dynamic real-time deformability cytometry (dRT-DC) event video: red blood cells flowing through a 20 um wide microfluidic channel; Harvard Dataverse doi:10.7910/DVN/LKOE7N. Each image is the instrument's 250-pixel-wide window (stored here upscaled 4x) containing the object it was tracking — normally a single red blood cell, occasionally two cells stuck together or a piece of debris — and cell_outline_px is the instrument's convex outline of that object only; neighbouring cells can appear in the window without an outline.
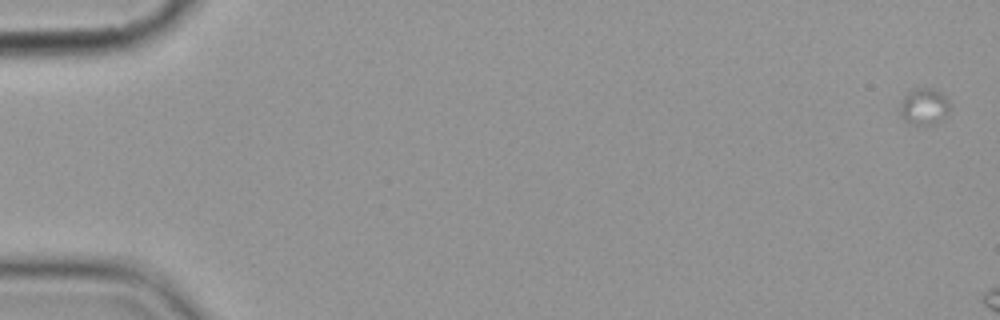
{"species": "common noctule bat (a hibernating species)", "species_latin": "Nyctalus noctula", "temperature_condition": "cold", "stored_images_in_passage": 8, "segment_of_instrument_passage": [1, 2], "camera_frame_rate_fps": 3000, "um_per_image_px": 0.085, "animal": {"sex": "female", "body_mass_g": 19.9}, "frame": {"image": 1, "passage_image": 1, "time_ms": 0.0, "image_size_px": [1000, 320], "cell_outline_px": [[948, 112], [940, 120], [932, 124], [908, 124], [900, 116], [900, 104], [904, 96], [908, 92], [916, 88], [932, 88], [948, 96]], "centroid_in_image_um": [78.52, 9.04], "position_along_channel_um": 6.5, "area_um2": 10.58}}